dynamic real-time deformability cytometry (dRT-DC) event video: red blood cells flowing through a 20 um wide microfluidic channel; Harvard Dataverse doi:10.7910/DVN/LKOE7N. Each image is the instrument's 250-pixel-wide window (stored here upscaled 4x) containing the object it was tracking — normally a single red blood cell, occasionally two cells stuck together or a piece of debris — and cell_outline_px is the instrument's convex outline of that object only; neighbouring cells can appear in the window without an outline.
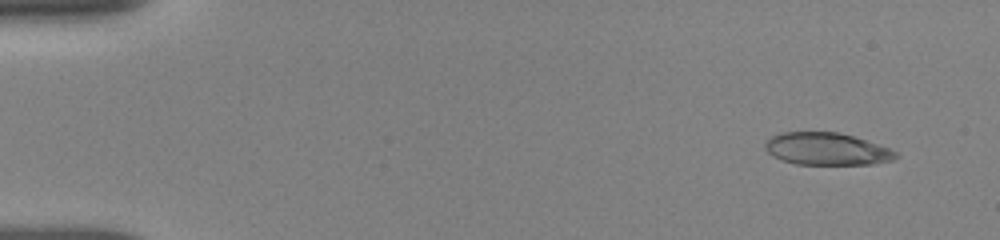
{"species": "human", "species_latin": "Homo sapiens", "temperature_condition": "room temperature", "stored_images_in_passage": 36, "camera_frame_rate_fps": 3000, "um_per_image_px": 0.085, "donor": {"sex": "female"}, "frame": {"image": 1, "passage_image": 2, "time_ms": 1.0, "image_size_px": [1000, 240], "cell_outline_px": [[900, 156], [892, 160], [872, 164], [796, 164], [772, 156], [764, 148], [764, 144], [772, 136], [780, 132], [836, 132], [852, 136], [888, 148], [896, 152]], "centroid_in_image_um": [70.24, 12.66], "position_along_channel_um": 14.8, "area_um2": 24.33}}
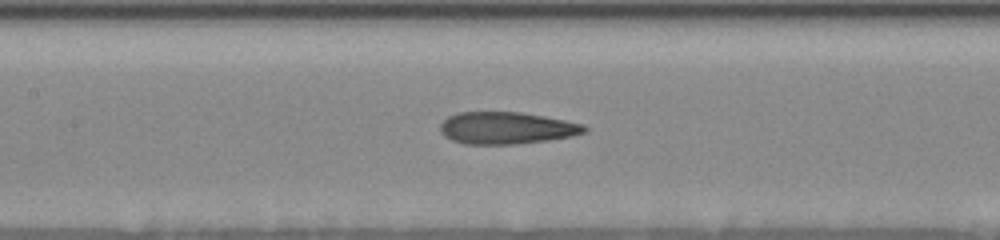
{"frame": {"image": 2, "passage_image": 14, "time_ms": 8.0, "image_size_px": [1000, 240], "cell_outline_px": [[588, 132], [572, 136], [548, 140], [516, 144], [464, 144], [452, 140], [444, 136], [440, 132], [440, 124], [448, 116], [460, 112], [520, 112], [544, 116], [584, 124], [588, 128]], "centroid_in_image_um": [43.06, 10.88], "position_along_channel_um": 164.3, "area_um2": 27.05}}
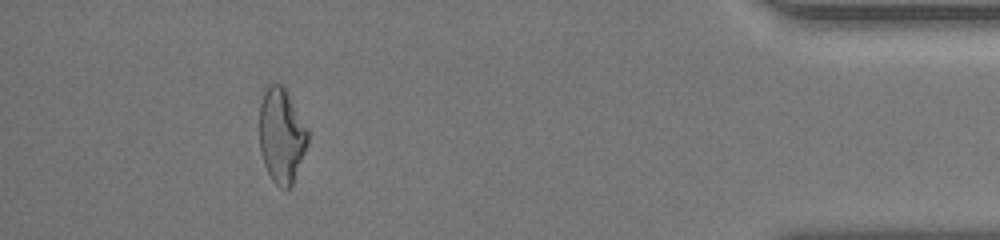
{"frame": {"image": 3, "passage_image": 30, "time_ms": 15.667, "image_size_px": [1000, 240], "cell_outline_px": [[308, 144], [292, 184], [288, 188], [280, 188], [272, 180], [264, 164], [260, 148], [260, 104], [264, 92], [268, 84], [280, 84], [284, 88], [308, 128]], "centroid_in_image_um": [23.93, 11.53], "position_along_channel_um": 411.3, "area_um2": 26.41}, "authors_computed_cell_mechanics": {"area_um2": 26.8192, "velocity_mm_per_s": 3.8698, "shape_relaxation_time_tau1_ms": 8.0668, "shape_relaxation_time_tau2_ms": 1.8616, "deformation_change_tau1": 0.2416, "deformation_change_tau2": 0.0921}}